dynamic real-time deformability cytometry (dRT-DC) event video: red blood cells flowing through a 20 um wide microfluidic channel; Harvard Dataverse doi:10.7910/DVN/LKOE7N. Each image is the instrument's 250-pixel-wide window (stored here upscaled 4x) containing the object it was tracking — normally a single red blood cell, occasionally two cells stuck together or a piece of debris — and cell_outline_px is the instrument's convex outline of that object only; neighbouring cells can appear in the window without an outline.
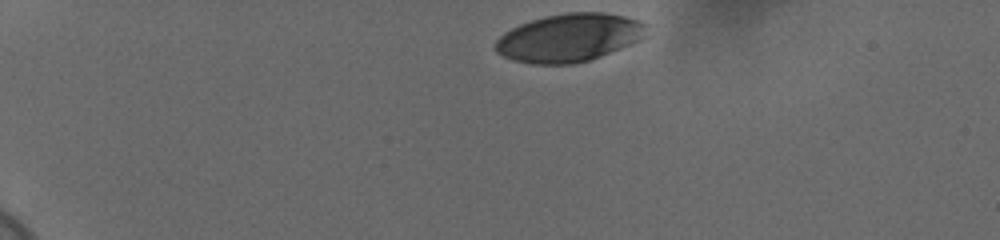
{"species": "human", "species_latin": "Homo sapiens", "temperature_condition": "cold", "stored_images_in_passage": 38, "camera_frame_rate_fps": 3000, "um_per_image_px": 0.085, "donor": {"sex": "female"}, "frame": {"image": 1, "passage_image": 1, "time_ms": 0.0, "image_size_px": [1000, 240], "cell_outline_px": [[648, 24], [644, 36], [640, 40], [600, 56], [588, 60], [568, 64], [532, 64], [512, 60], [496, 52], [496, 40], [504, 32], [520, 24], [544, 16], [568, 12], [604, 12], [624, 16]], "centroid_in_image_um": [48.37, 3.2], "position_along_channel_um": 36.6, "area_um2": 42.08}}
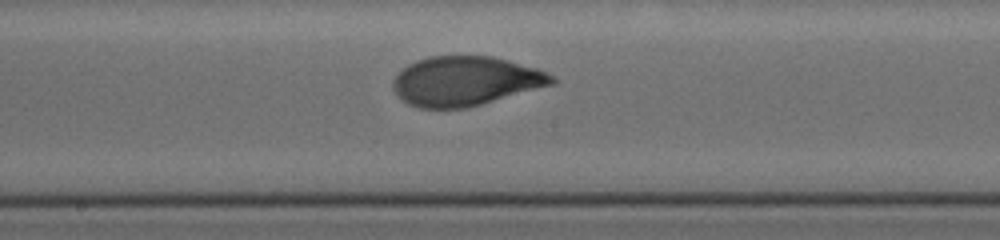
{"frame": {"image": 2, "passage_image": 22, "time_ms": 7.0, "image_size_px": [1000, 240], "cell_outline_px": [[556, 84], [480, 104], [464, 108], [420, 108], [408, 104], [392, 88], [392, 80], [408, 64], [416, 60], [428, 56], [492, 56], [508, 60], [536, 68], [556, 76]], "centroid_in_image_um": [39.59, 6.88], "position_along_channel_um": 208.6, "area_um2": 45.6}}
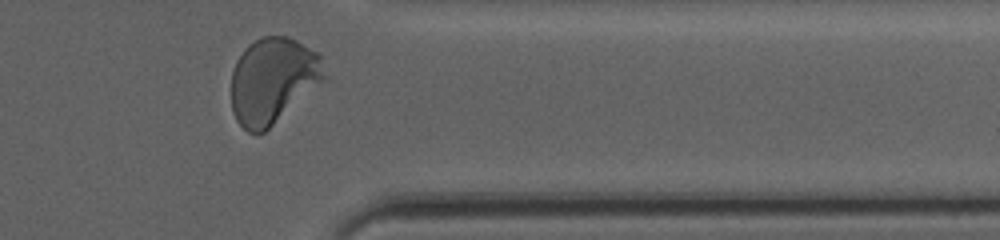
{"frame": {"image": 3, "passage_image": 37, "time_ms": 12.0, "image_size_px": [1000, 240], "cell_outline_px": [[328, 80], [264, 132], [256, 136], [248, 132], [236, 120], [232, 112], [232, 72], [236, 60], [244, 48], [248, 44], [260, 36], [288, 36], [296, 40], [316, 52], [320, 56]], "centroid_in_image_um": [23.21, 6.86], "position_along_channel_um": 388.2, "area_um2": 47.34}, "authors_computed_cell_mechanics": {"area_um2": 45.2863, "velocity_mm_per_s": 3.6521, "shape_relaxation_time_tau1_ms": 4.1743, "shape_relaxation_time_tau2_ms": null, "deformation_change_tau1": 0.1893, "deformation_change_tau2": null}}